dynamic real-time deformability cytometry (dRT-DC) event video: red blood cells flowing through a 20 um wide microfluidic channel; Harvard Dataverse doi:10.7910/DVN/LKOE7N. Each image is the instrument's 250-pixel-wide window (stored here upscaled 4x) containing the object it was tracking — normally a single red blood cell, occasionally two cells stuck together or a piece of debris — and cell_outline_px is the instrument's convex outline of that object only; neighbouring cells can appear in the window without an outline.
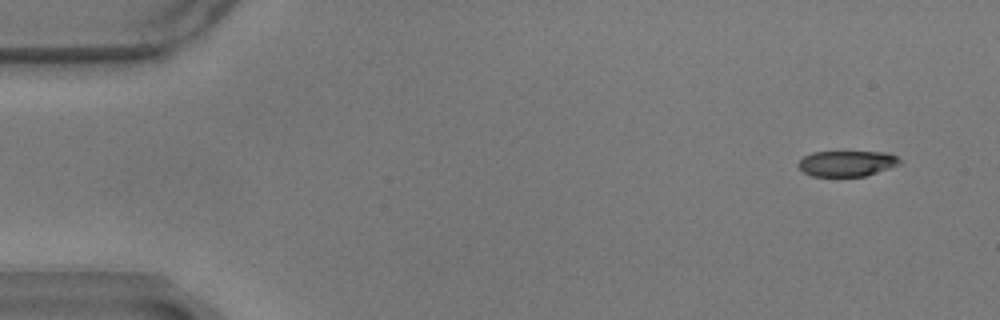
{"species": "common noctule bat (a hibernating species)", "species_latin": "Nyctalus noctula", "temperature_condition": "warm", "stored_images_in_passage": 18, "camera_frame_rate_fps": 3000, "um_per_image_px": 0.085, "animal": {"sex": "male", "body_mass_g": 17.9}, "frame": {"image": 1, "passage_image": 1, "time_ms": 0.0, "image_size_px": [1000, 320], "cell_outline_px": [[900, 164], [864, 176], [812, 176], [804, 172], [796, 164], [804, 156], [812, 152], [888, 152], [896, 156], [900, 160]], "centroid_in_image_um": [71.96, 13.89], "position_along_channel_um": 13.0, "area_um2": 15.03}}
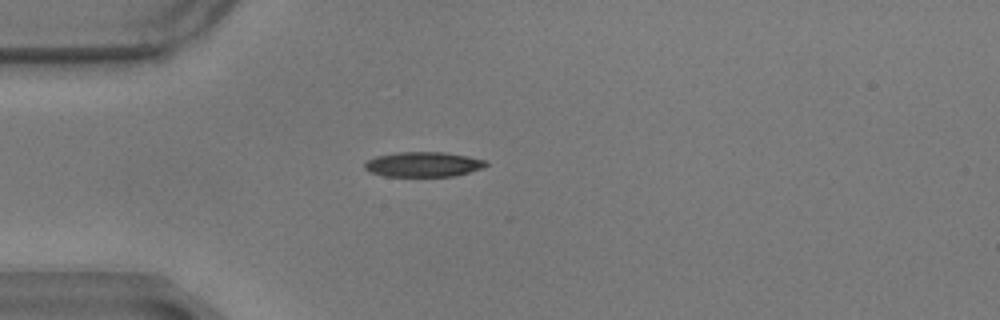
{"frame": {"image": 2, "passage_image": 13, "time_ms": 4.0, "image_size_px": [1000, 320], "cell_outline_px": [[488, 164], [480, 168], [456, 176], [384, 176], [368, 172], [364, 168], [364, 164], [368, 160], [376, 156], [400, 152], [444, 152], [484, 160]], "centroid_in_image_um": [35.91, 13.97], "position_along_channel_um": 49.1, "area_um2": 17.4}}